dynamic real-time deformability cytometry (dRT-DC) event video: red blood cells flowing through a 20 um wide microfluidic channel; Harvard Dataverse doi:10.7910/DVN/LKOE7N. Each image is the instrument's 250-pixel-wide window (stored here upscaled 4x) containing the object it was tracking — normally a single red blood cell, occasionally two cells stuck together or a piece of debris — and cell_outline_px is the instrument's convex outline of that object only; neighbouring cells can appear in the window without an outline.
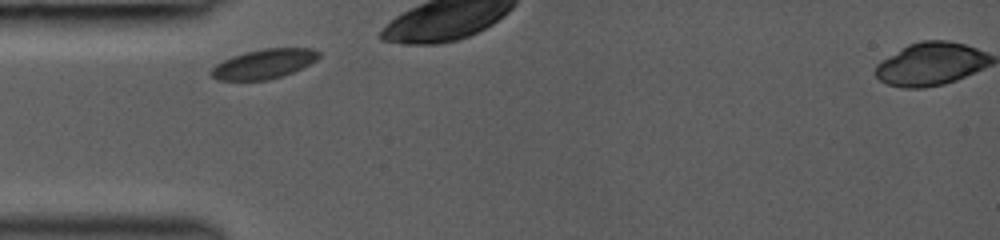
{"species": "common noctule bat (a hibernating species)", "species_latin": "Nyctalus noctula", "temperature_condition": "room temperature", "stored_images_in_passage": 3, "camera_frame_rate_fps": 3000, "um_per_image_px": 0.085, "animal": {"sex": "female", "body_mass_g": 19.0, "forearm_length_mm": 53.3}, "frame": {"image": 1, "passage_image": 1, "time_ms": 0.0, "image_size_px": [1000, 240], "cell_outline_px": [[320, 56], [316, 60], [292, 72], [268, 80], [216, 80], [208, 72], [216, 64], [232, 56], [244, 52], [264, 48], [312, 48], [320, 52]], "centroid_in_image_um": [22.4, 5.42], "position_along_channel_um": 62.6, "area_um2": 18.44}}